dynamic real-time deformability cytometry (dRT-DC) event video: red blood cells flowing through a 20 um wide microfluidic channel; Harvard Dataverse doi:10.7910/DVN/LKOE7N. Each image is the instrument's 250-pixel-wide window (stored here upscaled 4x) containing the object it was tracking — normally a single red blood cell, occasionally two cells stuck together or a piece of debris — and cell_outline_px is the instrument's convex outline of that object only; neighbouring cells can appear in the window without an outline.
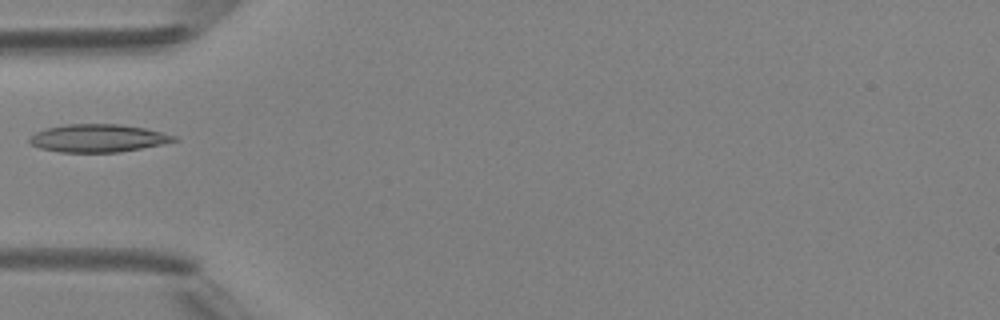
{"species": "Egyptian fruit bat (a non-hibernating species)", "species_latin": "Rousettus aegyptiacus", "temperature_condition": "room temperature", "stored_images_in_passage": 5, "camera_frame_rate_fps": 3000, "um_per_image_px": 0.085, "animal": {"sex": "female"}, "frame": {"image": 1, "passage_image": 4, "time_ms": 4.333, "image_size_px": [1000, 320], "cell_outline_px": [[180, 140], [120, 152], [60, 152], [40, 148], [32, 144], [28, 140], [36, 132], [48, 128], [64, 124], [120, 124], [144, 128], [176, 136]], "centroid_in_image_um": [8.33, 11.74], "position_along_channel_um": 76.7, "area_um2": 23.18}}
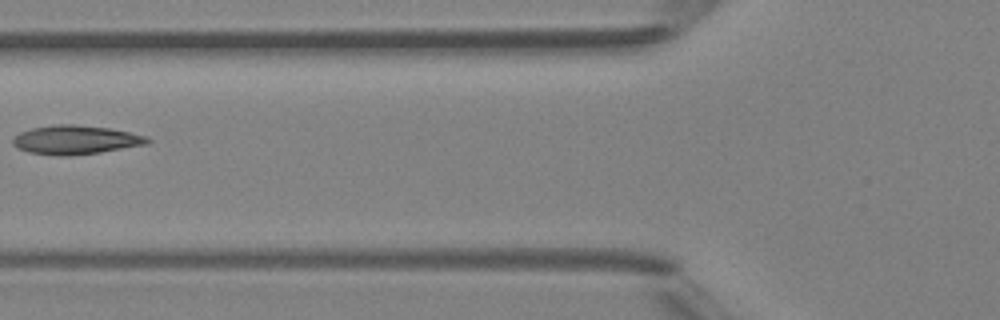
{"frame": {"image": 2, "passage_image": 5, "time_ms": 5.333, "image_size_px": [1000, 320], "cell_outline_px": [[152, 140], [148, 144], [100, 152], [68, 156], [60, 156], [28, 152], [16, 148], [12, 144], [12, 140], [20, 132], [32, 128], [56, 124], [76, 124], [108, 128], [148, 136]], "centroid_in_image_um": [6.42, 11.89], "position_along_channel_um": 119.4, "area_um2": 22.72}}